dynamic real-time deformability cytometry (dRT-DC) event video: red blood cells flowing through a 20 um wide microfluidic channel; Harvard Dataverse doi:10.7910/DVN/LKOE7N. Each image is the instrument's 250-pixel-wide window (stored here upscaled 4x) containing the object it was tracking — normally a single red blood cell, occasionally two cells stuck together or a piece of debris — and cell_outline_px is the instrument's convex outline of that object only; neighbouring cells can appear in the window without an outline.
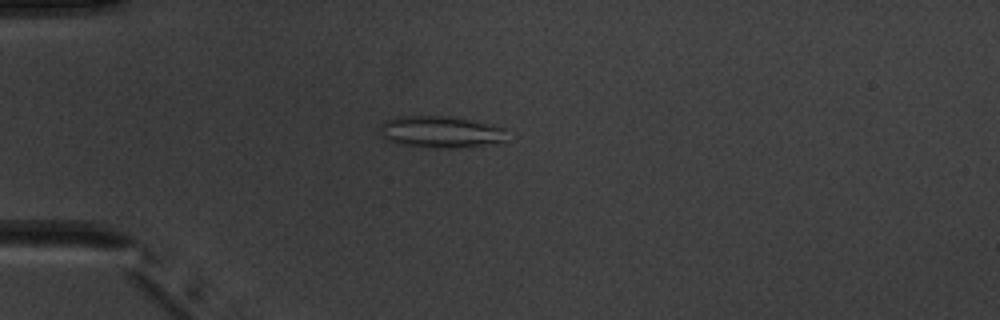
{"species": "common noctule bat (a hibernating species)", "species_latin": "Nyctalus noctula", "temperature_condition": "warm", "stored_images_in_passage": 7, "camera_frame_rate_fps": 3000, "um_per_image_px": 0.085, "animal": {"sex": "male", "body_mass_g": 20.1, "forearm_length_mm": 53.5}, "frame": {"image": 1, "passage_image": 4, "time_ms": 4.667, "image_size_px": [1000, 320], "cell_outline_px": [[504, 144], [456, 148], [436, 148], [400, 144], [388, 140], [380, 136], [380, 124], [384, 120], [400, 116], [448, 116], [468, 120], [504, 128]], "centroid_in_image_um": [37.43, 11.23], "position_along_channel_um": 47.6, "area_um2": 23.58}}
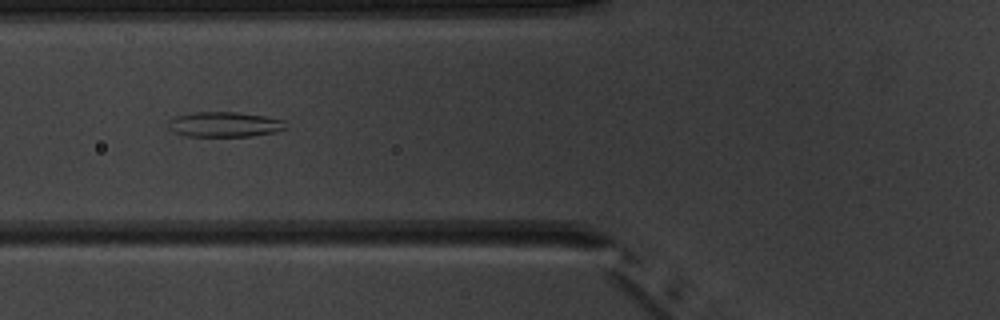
{"frame": {"image": 2, "passage_image": 6, "time_ms": 6.667, "image_size_px": [1000, 320], "cell_outline_px": [[288, 128], [272, 132], [252, 136], [184, 136], [168, 128], [168, 120], [176, 116], [196, 112], [240, 112], [264, 116], [284, 120]], "centroid_in_image_um": [19.08, 10.57], "position_along_channel_um": 106.7, "area_um2": 17.17}}
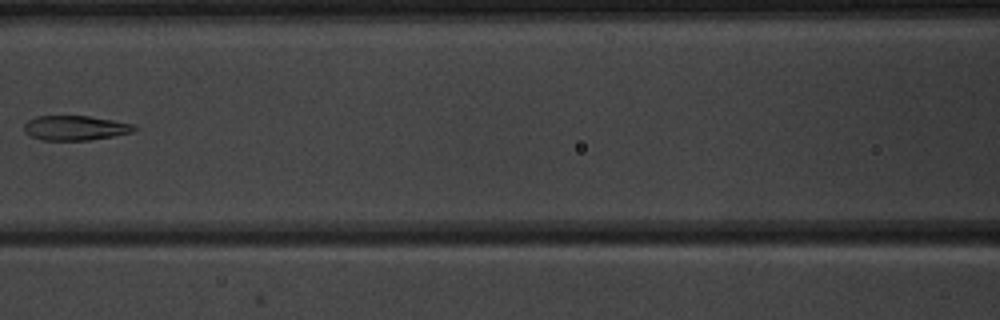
{"frame": {"image": 3, "passage_image": 7, "time_ms": 8.0, "image_size_px": [1000, 320], "cell_outline_px": [[140, 128], [132, 132], [112, 136], [88, 140], [40, 140], [24, 132], [24, 124], [28, 120], [36, 116], [88, 116], [136, 124]], "centroid_in_image_um": [6.42, 10.87], "position_along_channel_um": 160.2, "area_um2": 15.9}}